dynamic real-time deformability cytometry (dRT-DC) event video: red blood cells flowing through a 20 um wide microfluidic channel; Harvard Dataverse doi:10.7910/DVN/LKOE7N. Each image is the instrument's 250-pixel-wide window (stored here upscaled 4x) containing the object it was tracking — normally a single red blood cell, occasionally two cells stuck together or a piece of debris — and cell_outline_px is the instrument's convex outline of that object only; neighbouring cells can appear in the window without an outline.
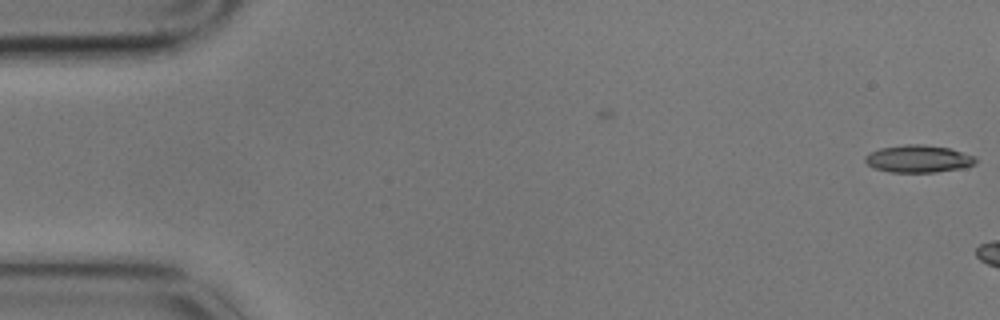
{"species": "common noctule bat (a hibernating species)", "species_latin": "Nyctalus noctula", "temperature_condition": "cold", "stored_images_in_passage": 2, "camera_frame_rate_fps": 3000, "um_per_image_px": 0.085, "animal": {"sex": "male", "body_mass_g": 17.9}, "frame": {"image": 1, "passage_image": 2, "time_ms": 0.333, "image_size_px": [1000, 320], "cell_outline_px": [[976, 164], [964, 168], [936, 172], [888, 172], [876, 168], [868, 164], [864, 160], [864, 156], [880, 148], [904, 144], [924, 144], [948, 148], [976, 156]], "centroid_in_image_um": [78.09, 13.5], "position_along_channel_um": 6.9, "area_um2": 17.69}}